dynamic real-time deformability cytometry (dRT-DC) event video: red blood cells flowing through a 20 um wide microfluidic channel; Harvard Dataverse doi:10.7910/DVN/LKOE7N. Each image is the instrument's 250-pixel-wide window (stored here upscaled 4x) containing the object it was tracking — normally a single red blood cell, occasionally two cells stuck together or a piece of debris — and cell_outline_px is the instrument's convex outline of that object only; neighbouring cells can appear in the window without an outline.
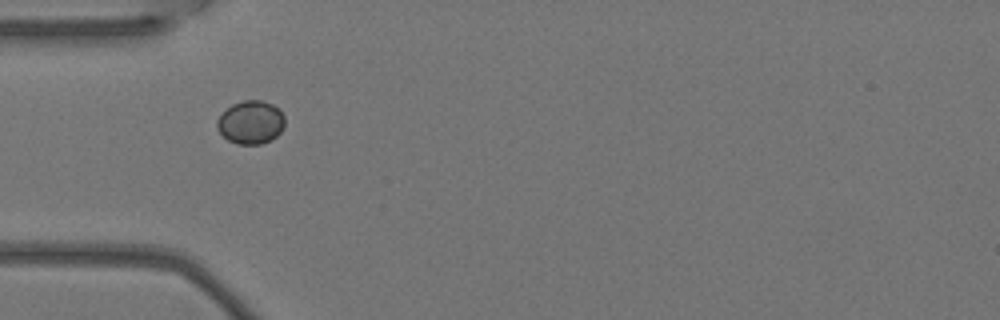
{"species": "Egyptian fruit bat (a non-hibernating species)", "species_latin": "Rousettus aegyptiacus", "temperature_condition": "warm", "stored_images_in_passage": 7, "camera_frame_rate_fps": 3000, "um_per_image_px": 0.085, "animal": {"sex": "female"}, "frame": {"image": 1, "passage_image": 5, "time_ms": 1.333, "image_size_px": [1000, 320], "cell_outline_px": [[284, 124], [280, 132], [276, 136], [260, 144], [236, 144], [228, 140], [216, 128], [216, 120], [232, 104], [244, 100], [260, 100], [272, 104], [280, 108], [284, 116]], "centroid_in_image_um": [21.31, 10.39], "position_along_channel_um": 63.7, "area_um2": 16.99}}
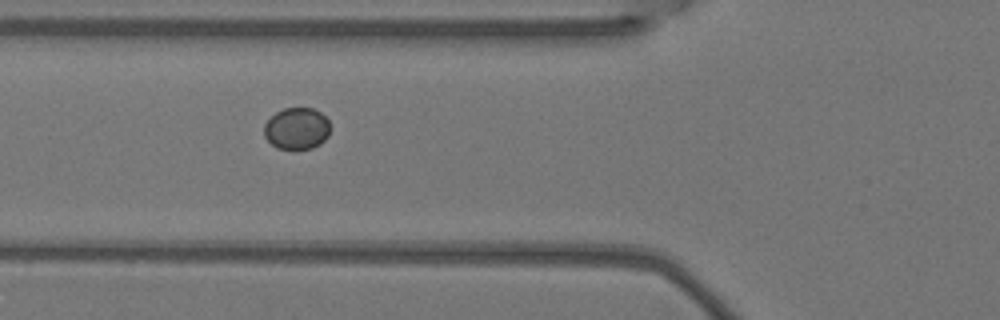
{"frame": {"image": 2, "passage_image": 6, "time_ms": 1.667, "image_size_px": [1000, 320], "cell_outline_px": [[328, 136], [320, 144], [312, 148], [296, 152], [292, 152], [276, 148], [264, 136], [264, 124], [276, 112], [284, 108], [312, 108], [320, 112], [328, 120]], "centroid_in_image_um": [25.2, 10.98], "position_along_channel_um": 100.6, "area_um2": 16.42}}
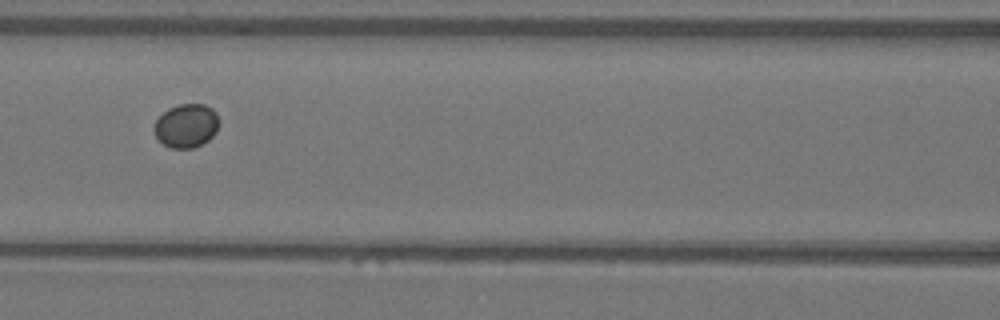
{"frame": {"image": 3, "passage_image": 7, "time_ms": 2.0, "image_size_px": [1000, 320], "cell_outline_px": [[220, 124], [216, 132], [208, 140], [192, 148], [172, 148], [164, 144], [156, 136], [152, 128], [156, 120], [168, 108], [180, 104], [204, 104], [212, 108], [216, 112], [220, 120]], "centroid_in_image_um": [15.86, 10.67], "position_along_channel_um": 150.7, "area_um2": 16.59}}